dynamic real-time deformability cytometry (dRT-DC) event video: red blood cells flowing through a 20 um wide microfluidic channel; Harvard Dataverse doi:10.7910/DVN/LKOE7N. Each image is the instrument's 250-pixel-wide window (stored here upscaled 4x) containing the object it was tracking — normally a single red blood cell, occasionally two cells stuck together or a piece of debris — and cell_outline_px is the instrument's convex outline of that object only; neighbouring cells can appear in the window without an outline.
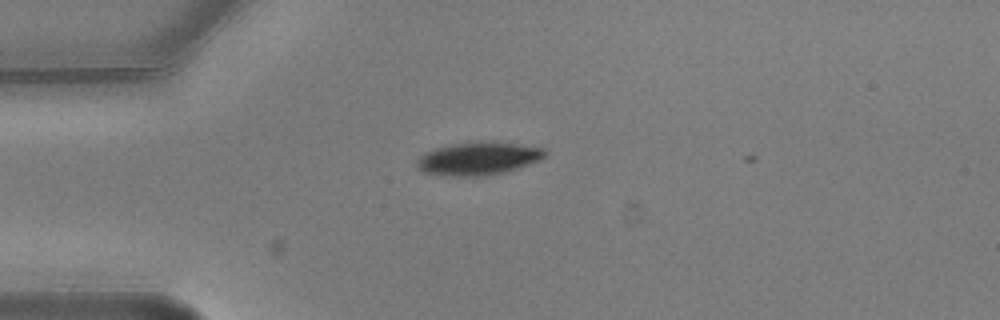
{"species": "common noctule bat (a hibernating species)", "species_latin": "Nyctalus noctula", "temperature_condition": "warm", "stored_images_in_passage": 5, "camera_frame_rate_fps": 3000, "um_per_image_px": 0.085, "animal": {"sex": "male", "body_mass_g": 20.5, "forearm_length_mm": 52.5}, "frame": {"image": 1, "passage_image": 1, "time_ms": 0.0, "image_size_px": [1000, 320], "cell_outline_px": [[548, 156], [540, 160], [508, 172], [480, 176], [448, 176], [424, 172], [416, 168], [416, 160], [424, 152], [436, 148], [452, 144], [512, 144], [544, 148], [548, 152]], "centroid_in_image_um": [40.65, 13.53], "position_along_channel_um": 44.4, "area_um2": 23.99}}
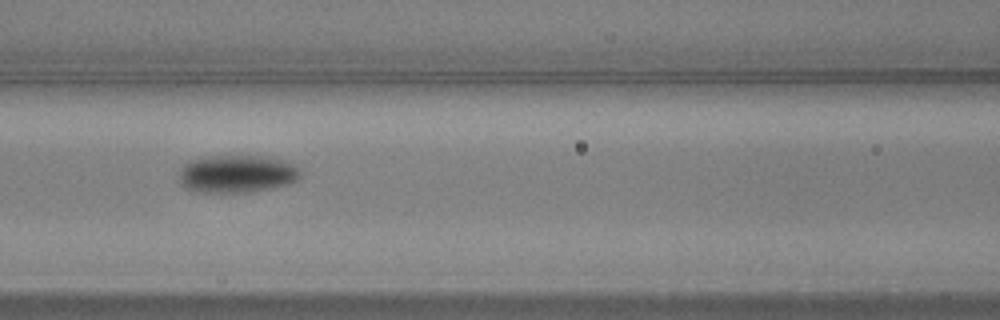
{"frame": {"image": 2, "passage_image": 4, "time_ms": 1.0, "image_size_px": [1000, 320], "cell_outline_px": [[300, 176], [296, 180], [288, 184], [252, 192], [196, 192], [184, 188], [180, 184], [180, 168], [184, 164], [192, 160], [212, 156], [264, 156], [284, 160], [292, 164], [300, 172]], "centroid_in_image_um": [20.11, 14.79], "position_along_channel_um": 146.5, "area_um2": 26.59}}
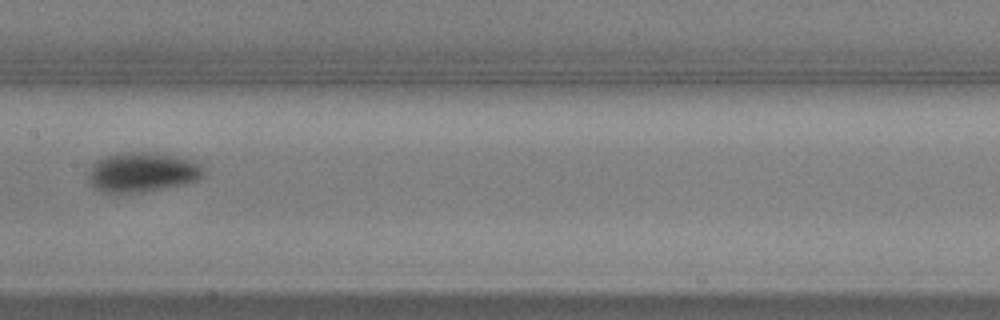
{"frame": {"image": 3, "passage_image": 5, "time_ms": 1.333, "image_size_px": [1000, 320], "cell_outline_px": [[204, 176], [200, 180], [184, 184], [144, 192], [116, 196], [104, 192], [96, 188], [92, 184], [92, 168], [104, 156], [120, 152], [140, 152], [176, 156], [200, 164], [204, 172]], "centroid_in_image_um": [12.14, 14.68], "position_along_channel_um": 195.3, "area_um2": 26.47}}